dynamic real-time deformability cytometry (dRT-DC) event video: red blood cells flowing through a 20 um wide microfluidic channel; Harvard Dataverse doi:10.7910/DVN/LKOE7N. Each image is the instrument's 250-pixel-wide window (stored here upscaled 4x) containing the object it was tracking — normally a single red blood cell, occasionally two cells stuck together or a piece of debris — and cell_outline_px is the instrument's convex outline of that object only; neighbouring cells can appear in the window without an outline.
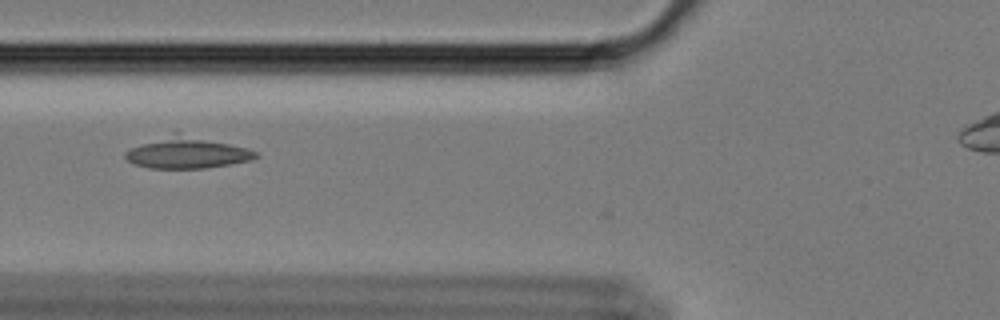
{"species": "Egyptian fruit bat (a non-hibernating species)", "species_latin": "Rousettus aegyptiacus", "temperature_condition": "cold", "stored_images_in_passage": 31, "camera_frame_rate_fps": 3000, "um_per_image_px": 0.085, "animal": {"sex": "female"}, "frame": {"image": 1, "passage_image": 7, "time_ms": 2.0, "image_size_px": [1000, 320], "cell_outline_px": [[260, 156], [252, 160], [204, 168], [148, 168], [136, 164], [128, 160], [124, 156], [124, 152], [132, 148], [176, 132], [248, 148], [256, 152]], "centroid_in_image_um": [15.94, 13.0], "position_along_channel_um": 109.9, "area_um2": 23.18}}
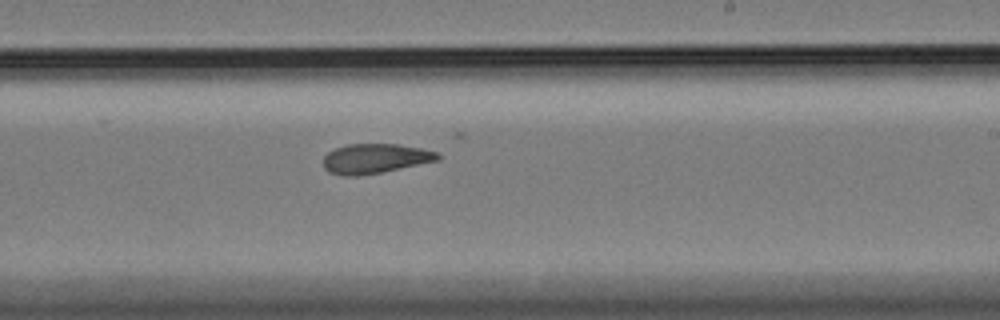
{"frame": {"image": 2, "passage_image": 20, "time_ms": 6.333, "image_size_px": [1000, 320], "cell_outline_px": [[440, 160], [380, 172], [356, 176], [344, 176], [328, 172], [324, 168], [324, 156], [328, 152], [336, 148], [348, 144], [400, 144], [420, 148], [436, 152], [440, 156]], "centroid_in_image_um": [31.87, 13.47], "position_along_channel_um": 257.1, "area_um2": 19.65}}
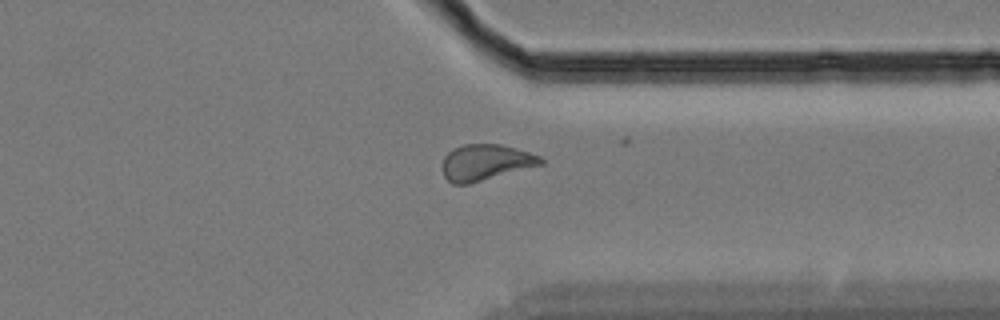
{"frame": {"image": 3, "passage_image": 30, "time_ms": 9.667, "image_size_px": [1000, 320], "cell_outline_px": [[544, 164], [468, 184], [452, 184], [444, 176], [440, 168], [444, 156], [452, 148], [464, 144], [500, 144], [516, 148], [540, 156], [544, 160]], "centroid_in_image_um": [41.24, 13.8], "position_along_channel_um": 370.2, "area_um2": 20.81}}